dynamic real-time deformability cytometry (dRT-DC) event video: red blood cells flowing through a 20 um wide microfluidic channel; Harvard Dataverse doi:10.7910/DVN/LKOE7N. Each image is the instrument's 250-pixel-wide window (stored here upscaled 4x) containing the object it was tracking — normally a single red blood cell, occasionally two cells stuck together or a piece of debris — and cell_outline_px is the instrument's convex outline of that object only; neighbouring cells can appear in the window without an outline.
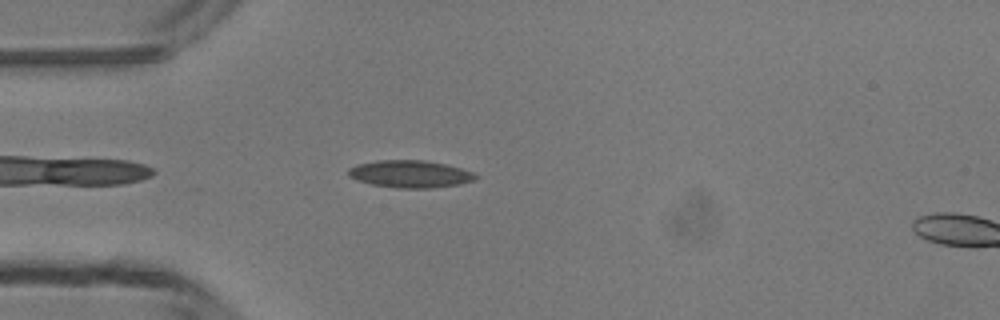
{"species": "common noctule bat (a hibernating species)", "species_latin": "Nyctalus noctula", "temperature_condition": "room temperature", "stored_images_in_passage": 5, "camera_frame_rate_fps": 3000, "um_per_image_px": 0.085, "animal": {"sex": "male", "body_mass_g": 13.3}, "frame": {"image": 1, "passage_image": 3, "time_ms": 0.667, "image_size_px": [1000, 320], "cell_outline_px": [[480, 176], [472, 180], [460, 184], [432, 188], [396, 188], [372, 184], [348, 176], [348, 168], [356, 164], [376, 160], [424, 160], [444, 164], [460, 168], [472, 172]], "centroid_in_image_um": [34.85, 14.78], "position_along_channel_um": 50.2, "area_um2": 20.17}}